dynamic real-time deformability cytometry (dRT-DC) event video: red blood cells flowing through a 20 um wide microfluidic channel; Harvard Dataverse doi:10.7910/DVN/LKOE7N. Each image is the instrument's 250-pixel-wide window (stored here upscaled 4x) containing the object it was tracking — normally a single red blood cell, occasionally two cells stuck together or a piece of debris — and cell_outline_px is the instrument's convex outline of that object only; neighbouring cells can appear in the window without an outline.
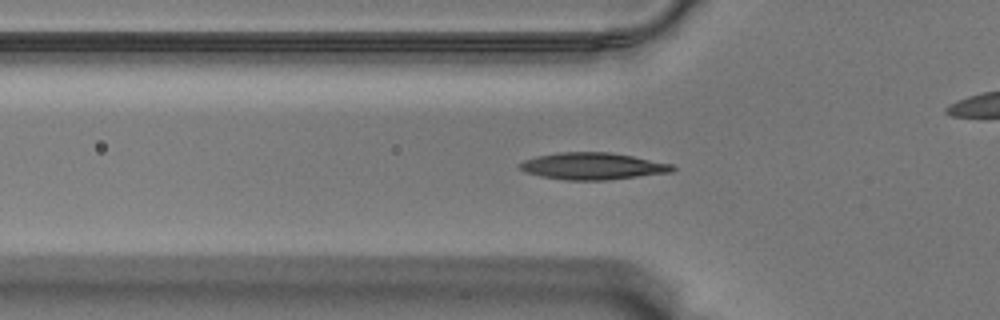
{"species": "Egyptian fruit bat (a non-hibernating species)", "species_latin": "Rousettus aegyptiacus", "temperature_condition": "warm", "stored_images_in_passage": 51, "camera_frame_rate_fps": 3000, "um_per_image_px": 0.085, "animal": {"sex": "male"}, "frame": {"image": 1, "passage_image": 12, "time_ms": 3.667, "image_size_px": [1000, 320], "cell_outline_px": [[676, 168], [672, 172], [604, 180], [564, 180], [540, 176], [524, 172], [516, 164], [524, 160], [536, 156], [556, 152], [612, 152], [672, 164]], "centroid_in_image_um": [50.32, 14.11], "position_along_channel_um": 75.5, "area_um2": 23.99}}
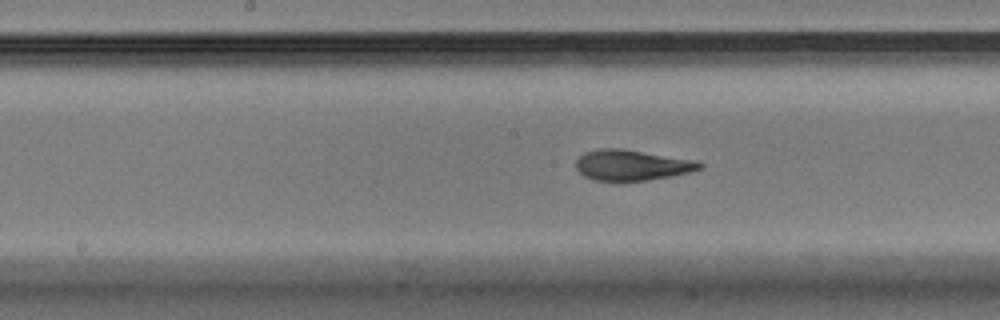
{"frame": {"image": 2, "passage_image": 22, "time_ms": 7.0, "image_size_px": [1000, 320], "cell_outline_px": [[704, 168], [688, 172], [648, 180], [592, 180], [584, 176], [576, 168], [576, 160], [584, 152], [600, 148], [620, 148], [696, 160], [704, 164]], "centroid_in_image_um": [53.7, 14.02], "position_along_channel_um": 194.5, "area_um2": 21.91}}
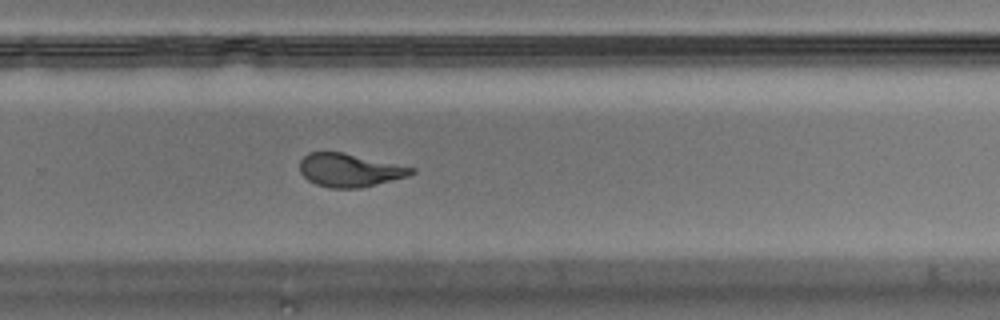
{"frame": {"image": 3, "passage_image": 31, "time_ms": 10.0, "image_size_px": [1000, 320], "cell_outline_px": [[416, 172], [408, 176], [360, 188], [328, 188], [316, 184], [308, 180], [300, 172], [300, 160], [308, 152], [344, 152], [416, 168]], "centroid_in_image_um": [29.71, 14.46], "position_along_channel_um": 300.1, "area_um2": 21.68}, "authors_computed_cell_mechanics": {"area_um2": 22.542, "velocity_mm_per_s": 3.5386, "shape_relaxation_time_tau1_ms": 7.0913, "shape_relaxation_time_tau2_ms": 1.5948, "deformation_change_tau1": 0.2245, "deformation_change_tau2": 0.0792}}